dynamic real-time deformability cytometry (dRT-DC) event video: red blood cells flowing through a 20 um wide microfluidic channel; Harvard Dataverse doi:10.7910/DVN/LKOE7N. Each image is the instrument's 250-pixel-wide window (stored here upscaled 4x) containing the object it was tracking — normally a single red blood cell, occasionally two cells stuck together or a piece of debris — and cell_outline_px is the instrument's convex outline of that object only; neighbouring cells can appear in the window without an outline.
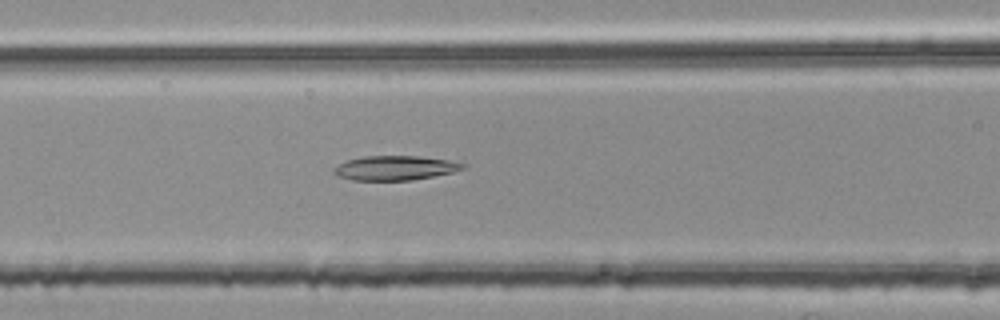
{"species": "common noctule bat (a hibernating species)", "species_latin": "Nyctalus noctula", "temperature_condition": "room temperature", "stored_images_in_passage": 44, "segment_of_instrument_passage": [2, 2], "camera_frame_rate_fps": 3000, "um_per_image_px": 0.085, "animal": {"sex": "female", "body_mass_g": 25.1}, "frame": {"image": 1, "passage_image": 23, "time_ms": 7.333, "image_size_px": [1000, 320], "cell_outline_px": [[464, 168], [452, 172], [412, 180], [352, 180], [336, 176], [332, 172], [332, 168], [348, 160], [364, 156], [420, 156], [448, 160], [464, 164]], "centroid_in_image_um": [33.52, 14.28], "position_along_channel_um": 133.1, "area_um2": 18.21}}
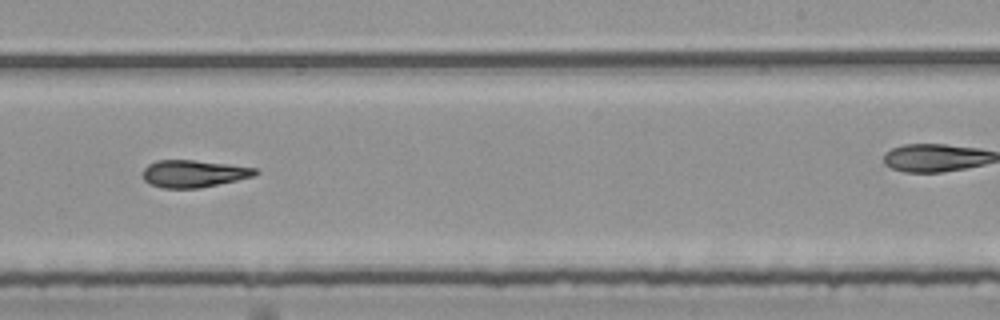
{"frame": {"image": 2, "passage_image": 34, "time_ms": 11.0, "image_size_px": [1000, 320], "cell_outline_px": [[260, 172], [256, 176], [200, 188], [160, 188], [148, 184], [144, 180], [144, 168], [148, 164], [156, 160], [196, 160], [228, 164], [256, 168]], "centroid_in_image_um": [16.47, 14.76], "position_along_channel_um": 272.5, "area_um2": 18.03}}
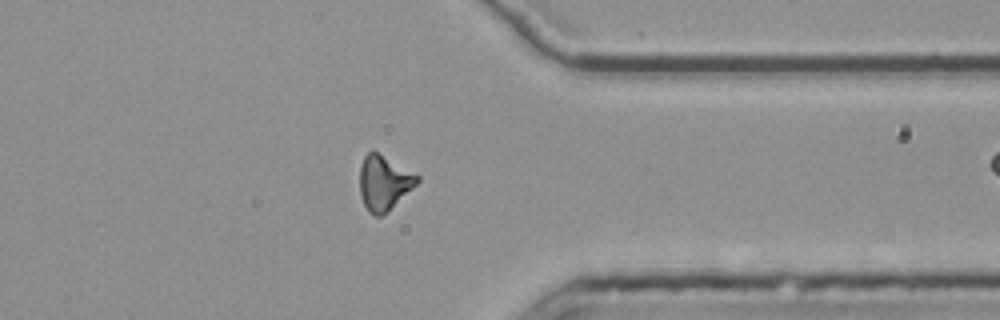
{"frame": {"image": 3, "passage_image": 43, "time_ms": 14.0, "image_size_px": [1000, 320], "cell_outline_px": [[420, 180], [384, 216], [376, 216], [368, 212], [360, 196], [360, 164], [364, 156], [368, 152], [376, 152], [420, 176]], "centroid_in_image_um": [32.62, 15.57], "position_along_channel_um": 378.8, "area_um2": 18.15}}